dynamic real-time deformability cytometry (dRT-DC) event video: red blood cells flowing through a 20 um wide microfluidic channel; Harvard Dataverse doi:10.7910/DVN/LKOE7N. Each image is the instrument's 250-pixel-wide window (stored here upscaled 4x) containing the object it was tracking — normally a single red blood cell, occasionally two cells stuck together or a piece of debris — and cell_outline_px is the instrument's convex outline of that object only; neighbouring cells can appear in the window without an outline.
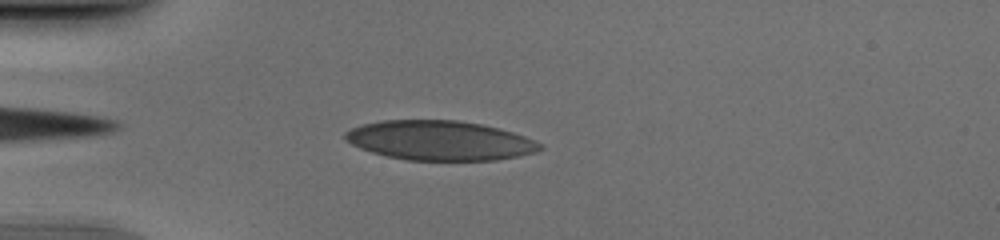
{"species": "human", "species_latin": "Homo sapiens", "temperature_condition": "cold", "stored_images_in_passage": 40, "camera_frame_rate_fps": 3000, "um_per_image_px": 0.085, "donor": {"sex": "male"}, "frame": {"image": 1, "passage_image": 3, "time_ms": 0.667, "image_size_px": [1000, 240], "cell_outline_px": [[544, 148], [536, 152], [520, 156], [496, 160], [408, 160], [388, 156], [372, 152], [360, 148], [344, 140], [344, 132], [360, 124], [380, 120], [456, 120], [480, 124], [500, 128], [536, 140], [544, 144]], "centroid_in_image_um": [37.4, 11.94], "position_along_channel_um": 47.6, "area_um2": 45.14}}
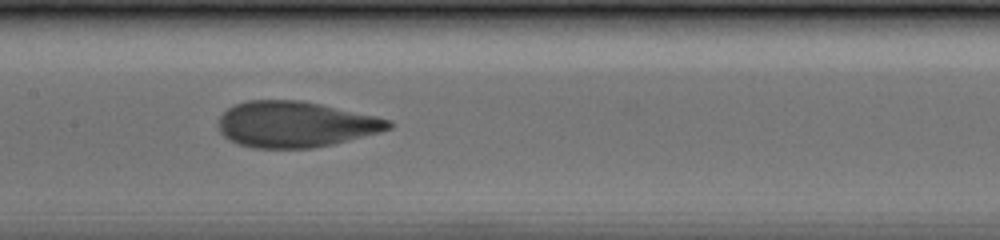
{"frame": {"image": 2, "passage_image": 15, "time_ms": 4.667, "image_size_px": [1000, 240], "cell_outline_px": [[392, 128], [380, 132], [332, 144], [312, 148], [252, 148], [236, 144], [228, 140], [220, 132], [216, 124], [220, 116], [228, 108], [236, 104], [248, 100], [300, 100], [320, 104], [376, 116], [392, 120]], "centroid_in_image_um": [25.07, 10.57], "position_along_channel_um": 182.3, "area_um2": 45.66}}
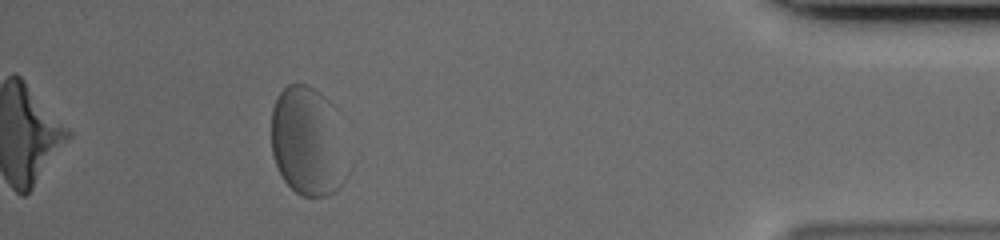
{"frame": {"image": 3, "passage_image": 36, "time_ms": 11.667, "image_size_px": [1000, 240], "cell_outline_px": [[352, 168], [348, 176], [328, 196], [300, 196], [284, 180], [272, 156], [272, 108], [276, 96], [288, 84], [308, 84], [316, 88], [340, 112], [352, 164]], "centroid_in_image_um": [26.28, 12.01], "position_along_channel_um": 408.9, "area_um2": 50.63}}